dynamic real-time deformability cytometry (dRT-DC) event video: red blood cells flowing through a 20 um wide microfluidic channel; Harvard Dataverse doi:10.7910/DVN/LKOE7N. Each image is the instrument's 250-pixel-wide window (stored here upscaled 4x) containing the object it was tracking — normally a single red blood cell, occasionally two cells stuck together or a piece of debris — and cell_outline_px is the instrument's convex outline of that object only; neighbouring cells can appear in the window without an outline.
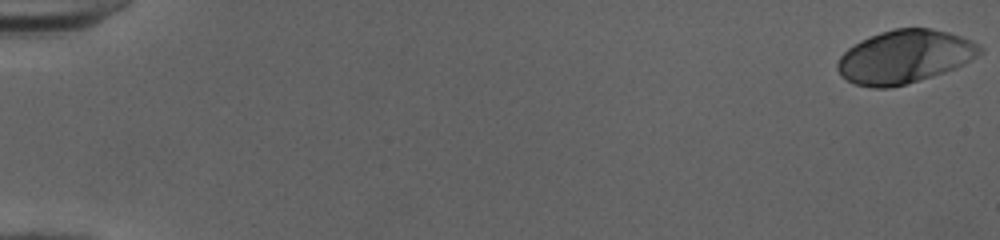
{"species": "human", "species_latin": "Homo sapiens", "temperature_condition": "cold", "stored_images_in_passage": 52, "camera_frame_rate_fps": 3000, "um_per_image_px": 0.085, "donor": {"sex": "female"}, "frame": {"image": 1, "passage_image": 1, "time_ms": 0.0, "image_size_px": [1000, 240], "cell_outline_px": [[984, 52], [964, 64], [956, 68], [932, 76], [904, 84], [888, 88], [872, 88], [856, 84], [848, 80], [836, 68], [836, 64], [840, 56], [848, 48], [860, 40], [868, 36], [880, 32], [896, 28], [932, 28], [948, 32], [972, 40], [984, 48]], "centroid_in_image_um": [76.91, 4.81], "position_along_channel_um": 8.1, "area_um2": 44.1}}
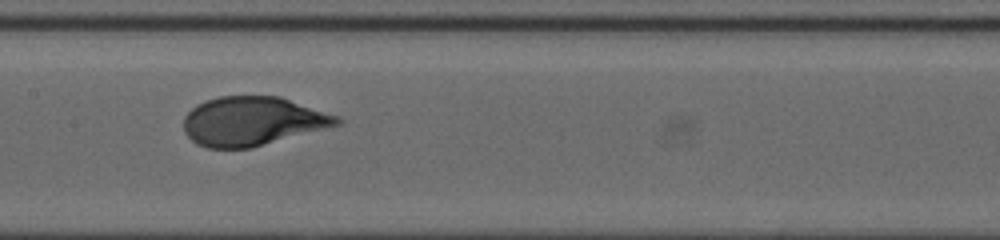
{"frame": {"image": 2, "passage_image": 28, "time_ms": 9.0, "image_size_px": [1000, 240], "cell_outline_px": [[344, 124], [248, 148], [208, 148], [196, 144], [184, 132], [184, 116], [196, 104], [220, 96], [280, 96], [340, 116], [344, 120]], "centroid_in_image_um": [21.5, 10.29], "position_along_channel_um": 185.9, "area_um2": 43.87}}
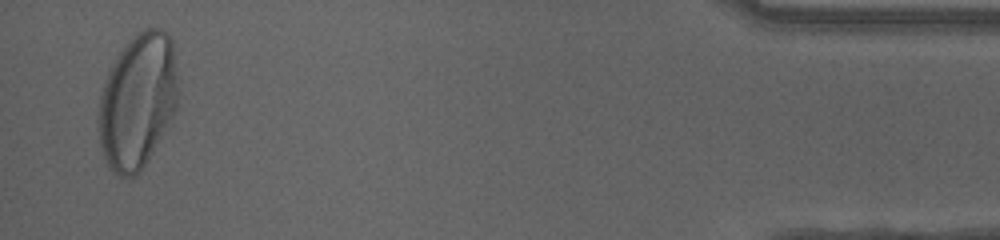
{"frame": {"image": 3, "passage_image": 51, "time_ms": 16.667, "image_size_px": [1000, 240], "cell_outline_px": [[176, 108], [168, 124], [152, 152], [144, 164], [132, 176], [120, 176], [112, 172], [104, 156], [100, 144], [96, 120], [100, 96], [104, 80], [116, 56], [128, 40], [132, 36], [144, 28], [160, 28], [168, 32], [172, 36], [176, 76]], "centroid_in_image_um": [11.66, 8.54], "position_along_channel_um": 423.5, "area_um2": 62.31}, "authors_computed_cell_mechanics": {"area_um2": 43.8413, "velocity_mm_per_s": 4.0248, "shape_relaxation_time_tau1_ms": 3.3858, "shape_relaxation_time_tau2_ms": null, "deformation_change_tau1": 0.2116, "deformation_change_tau2": null}}